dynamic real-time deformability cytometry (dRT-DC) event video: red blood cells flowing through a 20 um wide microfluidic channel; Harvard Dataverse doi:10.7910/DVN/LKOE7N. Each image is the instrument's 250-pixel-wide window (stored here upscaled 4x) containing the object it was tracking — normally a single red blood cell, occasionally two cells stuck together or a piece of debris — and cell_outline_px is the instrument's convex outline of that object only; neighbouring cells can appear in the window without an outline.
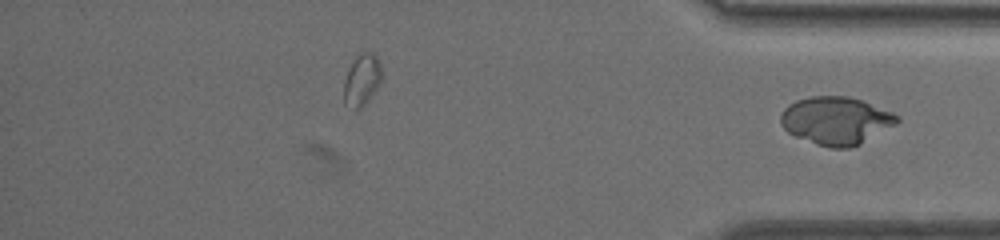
{"species": "common noctule bat (a hibernating species)", "species_latin": "Nyctalus noctula", "temperature_condition": "warm", "stored_images_in_passage": 58, "segment_of_instrument_passage": [2, 2], "camera_frame_rate_fps": 3000, "um_per_image_px": 0.085, "animal": {"sex": "female", "body_mass_g": 19.5, "forearm_length_mm": 54.1}, "frame": {"image": 1, "passage_image": 58, "time_ms": 19.0, "image_size_px": [1000, 240], "cell_outline_px": [[900, 120], [896, 124], [860, 144], [848, 148], [828, 148], [816, 144], [796, 136], [788, 132], [780, 124], [780, 116], [784, 108], [788, 104], [796, 100], [812, 96], [848, 96], [860, 100], [892, 112], [900, 116]], "centroid_in_image_um": [71.05, 10.25], "position_along_channel_um": 364.2, "area_um2": 32.37}}